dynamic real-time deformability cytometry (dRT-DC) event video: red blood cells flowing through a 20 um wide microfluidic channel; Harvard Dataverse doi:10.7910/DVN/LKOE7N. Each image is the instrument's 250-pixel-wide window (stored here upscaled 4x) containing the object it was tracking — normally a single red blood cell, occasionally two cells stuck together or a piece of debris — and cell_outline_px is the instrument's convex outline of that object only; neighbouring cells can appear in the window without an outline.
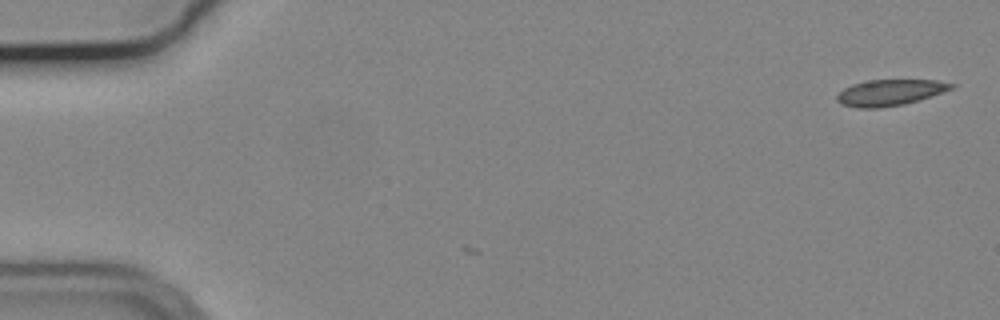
{"species": "common noctule bat (a hibernating species)", "species_latin": "Nyctalus noctula", "temperature_condition": "cold", "stored_images_in_passage": 2, "camera_frame_rate_fps": 3000, "um_per_image_px": 0.085, "animal": {"sex": "male", "body_mass_g": 19.2, "forearm_length_mm": 51.8}, "frame": {"image": 1, "passage_image": 2, "time_ms": 0.333, "image_size_px": [1000, 320], "cell_outline_px": [[956, 88], [904, 104], [880, 108], [856, 108], [840, 104], [836, 100], [836, 96], [844, 88], [852, 84], [864, 80], [936, 80], [956, 84]], "centroid_in_image_um": [75.63, 7.86], "position_along_channel_um": 9.4, "area_um2": 17.51}}